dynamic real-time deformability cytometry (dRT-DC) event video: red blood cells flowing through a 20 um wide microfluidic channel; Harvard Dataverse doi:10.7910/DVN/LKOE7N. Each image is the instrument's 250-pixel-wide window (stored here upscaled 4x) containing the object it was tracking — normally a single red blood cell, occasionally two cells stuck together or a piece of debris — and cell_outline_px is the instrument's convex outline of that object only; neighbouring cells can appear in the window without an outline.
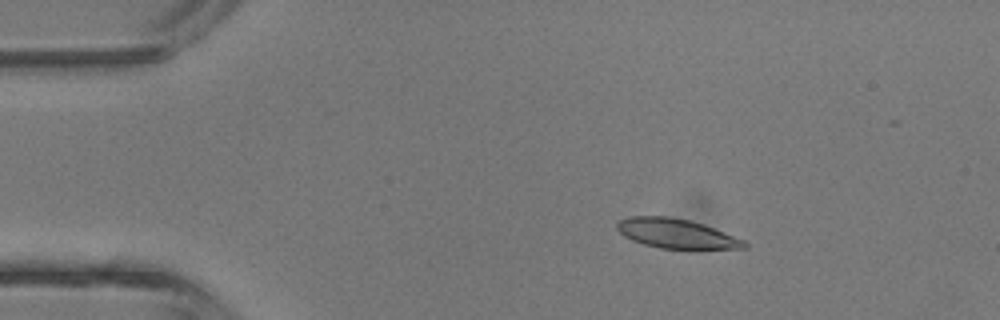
{"species": "common noctule bat (a hibernating species)", "species_latin": "Nyctalus noctula", "temperature_condition": "room temperature", "stored_images_in_passage": 3, "camera_frame_rate_fps": 3000, "um_per_image_px": 0.085, "animal": {"sex": "male", "body_mass_g": 13.3}, "frame": {"image": 1, "passage_image": 1, "time_ms": 0.0, "image_size_px": [1000, 320], "cell_outline_px": [[748, 248], [660, 248], [644, 244], [632, 240], [624, 236], [616, 228], [616, 224], [620, 220], [628, 216], [668, 216], [692, 220], [704, 224], [744, 240], [748, 244]], "centroid_in_image_um": [57.46, 19.83], "position_along_channel_um": 27.5, "area_um2": 21.73}}